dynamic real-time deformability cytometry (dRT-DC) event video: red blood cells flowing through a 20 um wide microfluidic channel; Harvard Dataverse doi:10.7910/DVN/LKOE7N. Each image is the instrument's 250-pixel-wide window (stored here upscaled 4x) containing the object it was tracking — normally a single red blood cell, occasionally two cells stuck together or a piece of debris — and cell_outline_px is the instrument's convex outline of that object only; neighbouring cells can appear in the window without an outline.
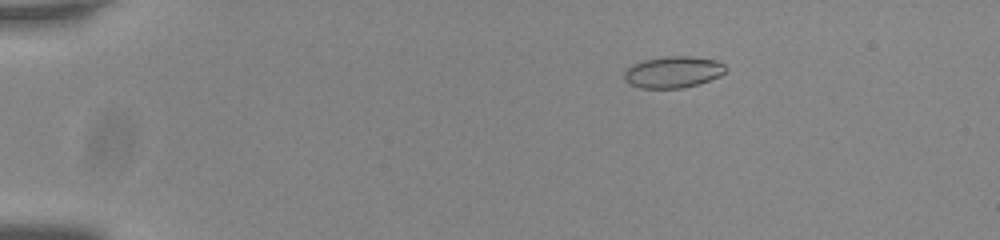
{"species": "common noctule bat (a hibernating species)", "species_latin": "Nyctalus noctula", "temperature_condition": "room temperature", "stored_images_in_passage": 51, "camera_frame_rate_fps": 3000, "um_per_image_px": 0.085, "animal": {"sex": "male", "body_mass_g": 20.0, "forearm_length_mm": 53.3}, "frame": {"image": 1, "passage_image": 5, "time_ms": 1.333, "image_size_px": [1000, 240], "cell_outline_px": [[728, 68], [720, 76], [696, 84], [680, 88], [640, 88], [628, 84], [624, 80], [624, 72], [632, 64], [644, 60], [664, 56], [692, 56], [716, 60], [724, 64]], "centroid_in_image_um": [57.19, 6.11], "position_along_channel_um": 27.8, "area_um2": 18.67}}
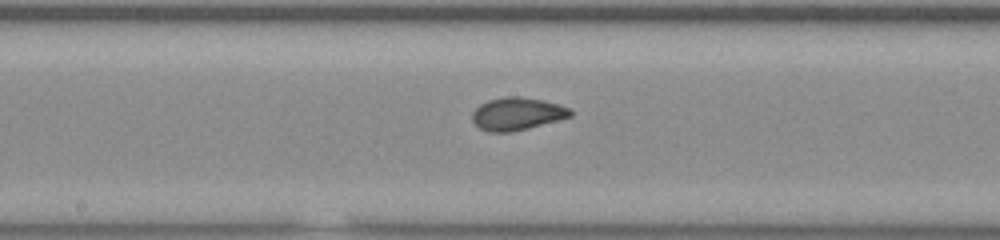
{"frame": {"image": 2, "passage_image": 26, "time_ms": 8.333, "image_size_px": [1000, 240], "cell_outline_px": [[572, 116], [528, 128], [508, 132], [488, 132], [480, 128], [472, 120], [472, 112], [480, 104], [488, 100], [504, 96], [520, 96], [560, 104], [572, 108]], "centroid_in_image_um": [43.95, 9.66], "position_along_channel_um": 204.2, "area_um2": 18.67}}
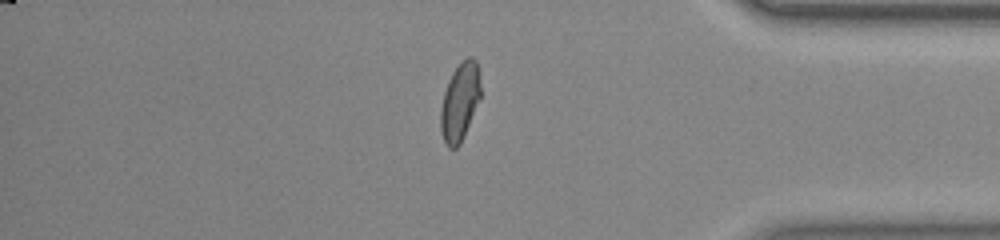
{"frame": {"image": 3, "passage_image": 43, "time_ms": 14.0, "image_size_px": [1000, 240], "cell_outline_px": [[480, 96], [464, 136], [460, 144], [456, 148], [448, 148], [444, 144], [440, 132], [440, 108], [444, 92], [448, 80], [452, 72], [460, 60], [468, 56], [472, 56], [476, 60], [480, 72]], "centroid_in_image_um": [39.07, 8.63], "position_along_channel_um": 396.1, "area_um2": 18.5}, "authors_computed_cell_mechanics": {"area_um2": 18.4382, "velocity_mm_per_s": 3.7572, "shape_relaxation_time_tau1_ms": 5.7808, "shape_relaxation_time_tau2_ms": 0.879, "deformation_change_tau1": 0.1818, "deformation_change_tau2": 0.0646}}